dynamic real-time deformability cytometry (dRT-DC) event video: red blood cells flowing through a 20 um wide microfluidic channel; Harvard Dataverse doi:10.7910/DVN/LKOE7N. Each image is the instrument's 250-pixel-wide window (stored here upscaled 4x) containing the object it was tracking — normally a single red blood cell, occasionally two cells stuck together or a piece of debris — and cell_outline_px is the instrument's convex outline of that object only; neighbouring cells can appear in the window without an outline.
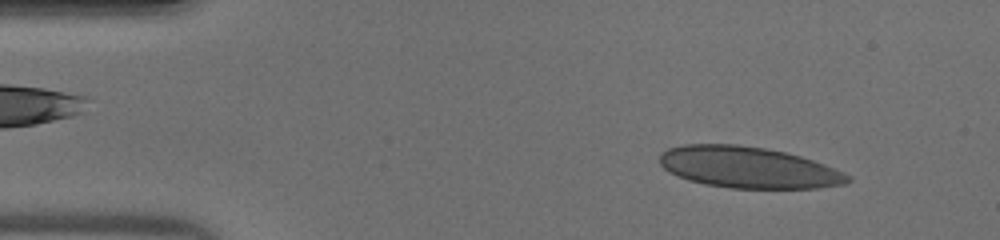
{"species": "human", "species_latin": "Homo sapiens", "temperature_condition": "warm", "stored_images_in_passage": 45, "camera_frame_rate_fps": 3000, "um_per_image_px": 0.085, "donor": {"sex": "male"}, "frame": {"image": 1, "passage_image": 4, "time_ms": 1.0, "image_size_px": [1000, 240], "cell_outline_px": [[852, 180], [844, 184], [816, 188], [732, 188], [704, 184], [688, 180], [668, 172], [660, 164], [660, 152], [668, 148], [684, 144], [736, 144], [764, 148], [784, 152], [800, 156], [824, 164], [844, 172], [852, 176]], "centroid_in_image_um": [63.59, 14.23], "position_along_channel_um": 21.4, "area_um2": 45.32}}
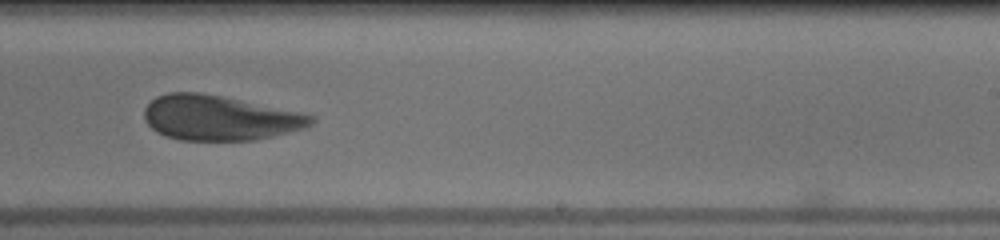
{"frame": {"image": 2, "passage_image": 27, "time_ms": 8.667, "image_size_px": [1000, 240], "cell_outline_px": [[316, 120], [312, 124], [304, 128], [256, 140], [180, 140], [164, 136], [156, 132], [144, 120], [144, 108], [156, 96], [168, 92], [200, 92], [300, 112], [316, 116]], "centroid_in_image_um": [18.63, 10.02], "position_along_channel_um": 270.4, "area_um2": 43.64}}
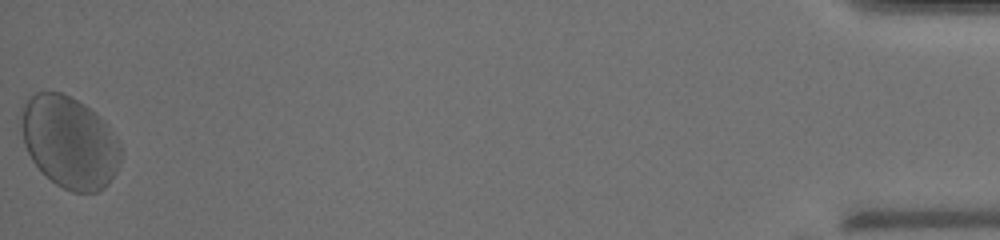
{"frame": {"image": 3, "passage_image": 45, "time_ms": 14.667, "image_size_px": [1000, 240], "cell_outline_px": [[120, 160], [116, 172], [108, 184], [104, 188], [96, 192], [72, 192], [56, 184], [32, 160], [24, 144], [20, 128], [20, 108], [36, 92], [60, 92], [84, 104], [96, 112], [104, 120], [120, 140]], "centroid_in_image_um": [5.91, 12.07], "position_along_channel_um": 429.3, "area_um2": 53.41}}